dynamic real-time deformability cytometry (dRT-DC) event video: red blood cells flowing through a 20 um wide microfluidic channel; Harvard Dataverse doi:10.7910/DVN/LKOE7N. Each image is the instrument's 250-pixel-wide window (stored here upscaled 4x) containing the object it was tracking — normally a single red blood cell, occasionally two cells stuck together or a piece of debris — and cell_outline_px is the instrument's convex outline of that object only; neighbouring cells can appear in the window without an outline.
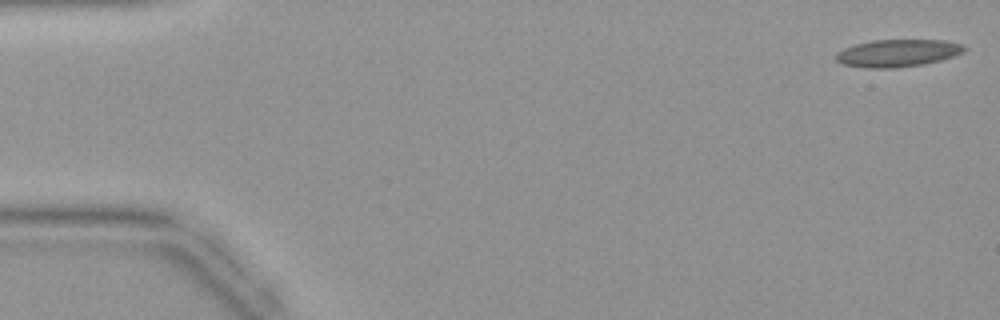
{"species": "common noctule bat (a hibernating species)", "species_latin": "Nyctalus noctula", "temperature_condition": "warm", "stored_images_in_passage": 7, "camera_frame_rate_fps": 3000, "um_per_image_px": 0.085, "animal": {"sex": "female", "body_mass_g": 19.9}, "frame": {"image": 1, "passage_image": 1, "time_ms": 0.0, "image_size_px": [1000, 320], "cell_outline_px": [[968, 48], [964, 52], [940, 60], [924, 64], [896, 68], [868, 68], [844, 64], [836, 60], [836, 52], [844, 48], [856, 44], [872, 40], [944, 40], [964, 44]], "centroid_in_image_um": [76.33, 4.51], "position_along_channel_um": 8.7, "area_um2": 20.52}}